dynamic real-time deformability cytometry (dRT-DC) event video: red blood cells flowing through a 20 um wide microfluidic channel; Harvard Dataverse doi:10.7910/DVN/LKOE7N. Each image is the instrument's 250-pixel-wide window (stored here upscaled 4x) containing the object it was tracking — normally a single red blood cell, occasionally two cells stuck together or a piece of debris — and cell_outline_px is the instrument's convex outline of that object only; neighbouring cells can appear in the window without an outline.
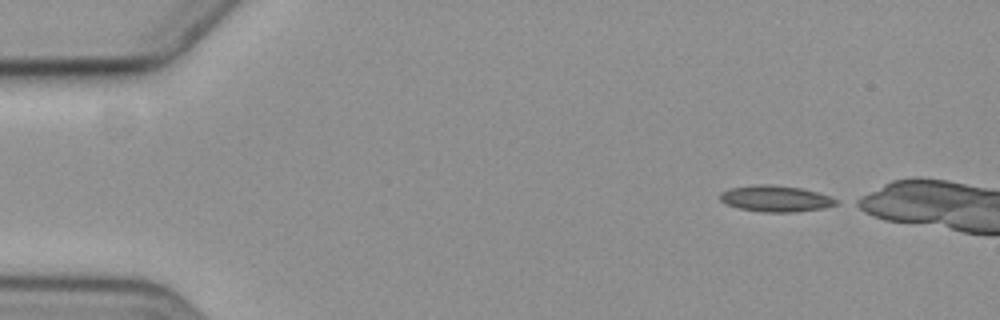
{"species": "common noctule bat (a hibernating species)", "species_latin": "Nyctalus noctula", "temperature_condition": "cold", "stored_images_in_passage": 4, "camera_frame_rate_fps": 3000, "um_per_image_px": 0.085, "animal": {"sex": "female", "body_mass_g": 19.3, "forearm_length_mm": 54.1}, "frame": {"image": 1, "passage_image": 1, "time_ms": 0.0, "image_size_px": [1000, 320], "cell_outline_px": [[840, 204], [824, 208], [792, 212], [764, 212], [740, 208], [728, 204], [720, 200], [720, 192], [728, 188], [756, 184], [772, 184], [800, 188], [816, 192], [828, 196], [836, 200]], "centroid_in_image_um": [65.91, 16.87], "position_along_channel_um": 19.1, "area_um2": 17.63}}